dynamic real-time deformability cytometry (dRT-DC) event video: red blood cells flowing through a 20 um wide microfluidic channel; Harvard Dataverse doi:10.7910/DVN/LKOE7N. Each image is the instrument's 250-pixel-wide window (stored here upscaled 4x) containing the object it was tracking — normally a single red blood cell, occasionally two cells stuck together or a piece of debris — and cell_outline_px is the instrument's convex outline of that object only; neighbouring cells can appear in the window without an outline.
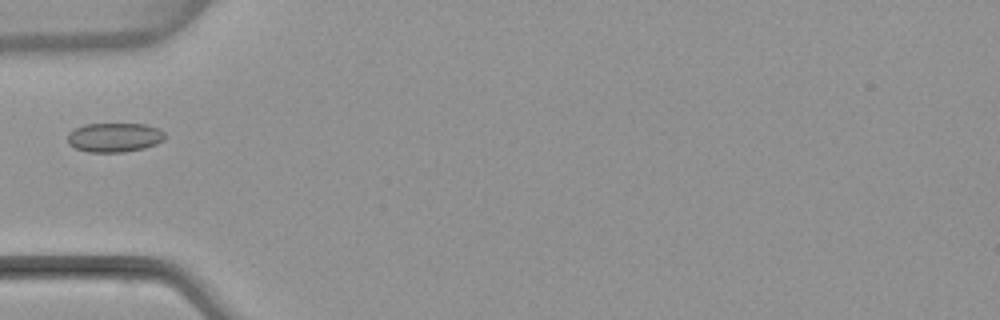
{"species": "common noctule bat (a hibernating species)", "species_latin": "Nyctalus noctula", "temperature_condition": "warm", "stored_images_in_passage": 4, "camera_frame_rate_fps": 3000, "um_per_image_px": 0.085, "animal": {"sex": "female", "body_mass_g": 22.7, "forearm_length_mm": 54.2}, "frame": {"image": 1, "passage_image": 3, "time_ms": 3.333, "image_size_px": [1000, 320], "cell_outline_px": [[164, 140], [156, 144], [144, 148], [124, 152], [88, 152], [76, 148], [68, 144], [68, 132], [84, 124], [144, 124], [160, 128], [164, 132]], "centroid_in_image_um": [9.73, 11.68], "position_along_channel_um": 75.3, "area_um2": 16.65}}
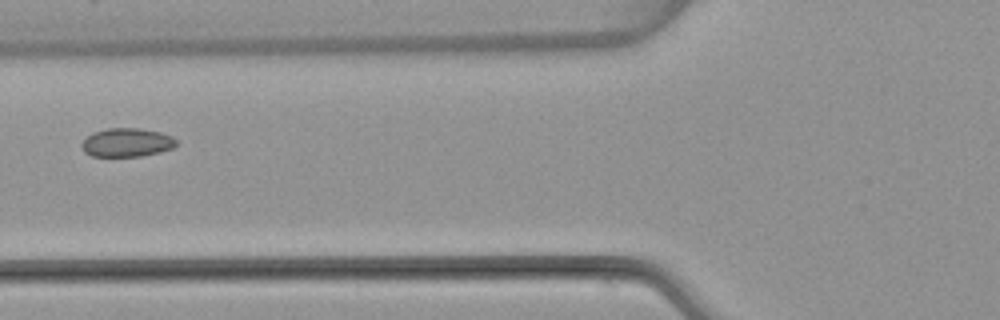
{"frame": {"image": 2, "passage_image": 4, "time_ms": 4.333, "image_size_px": [1000, 320], "cell_outline_px": [[176, 144], [172, 148], [160, 152], [140, 156], [92, 156], [84, 152], [80, 144], [92, 132], [108, 128], [136, 128], [160, 132], [172, 136], [176, 140]], "centroid_in_image_um": [10.76, 12.11], "position_along_channel_um": 115.0, "area_um2": 15.72}}